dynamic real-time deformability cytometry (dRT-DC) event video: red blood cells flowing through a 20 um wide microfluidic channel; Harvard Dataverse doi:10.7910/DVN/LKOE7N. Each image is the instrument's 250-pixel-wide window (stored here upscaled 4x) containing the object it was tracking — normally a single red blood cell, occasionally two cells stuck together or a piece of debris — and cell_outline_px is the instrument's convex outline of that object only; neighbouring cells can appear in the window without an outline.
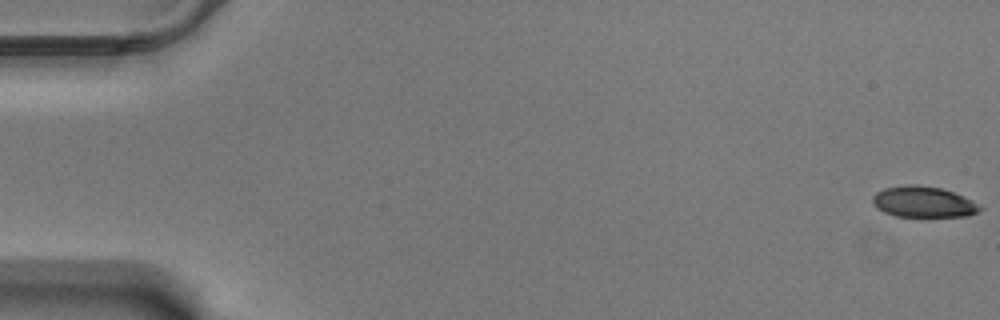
{"species": "Egyptian fruit bat (a non-hibernating species)", "species_latin": "Rousettus aegyptiacus", "temperature_condition": "warm", "stored_images_in_passage": 55, "camera_frame_rate_fps": 3000, "um_per_image_px": 0.085, "animal": {"sex": "male"}, "frame": {"image": 1, "passage_image": 1, "time_ms": 0.0, "image_size_px": [1000, 320], "cell_outline_px": [[984, 208], [968, 216], [896, 216], [884, 212], [876, 208], [872, 204], [872, 196], [876, 192], [884, 188], [904, 184], [916, 184], [940, 188], [964, 196], [980, 204]], "centroid_in_image_um": [78.46, 17.15], "position_along_channel_um": 6.5, "area_um2": 19.48}}
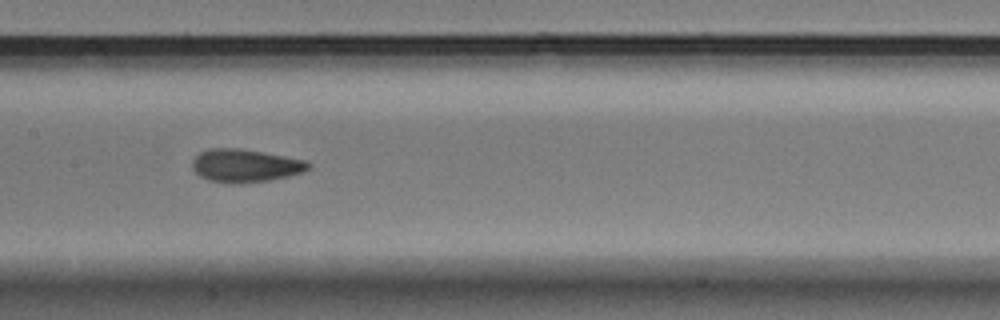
{"frame": {"image": 2, "passage_image": 30, "time_ms": 9.667, "image_size_px": [1000, 320], "cell_outline_px": [[312, 168], [304, 172], [288, 176], [268, 180], [236, 184], [228, 184], [208, 180], [200, 176], [192, 168], [192, 160], [200, 152], [208, 148], [240, 148], [284, 156], [304, 160], [312, 164]], "centroid_in_image_um": [20.84, 14.08], "position_along_channel_um": 186.6, "area_um2": 22.48}}
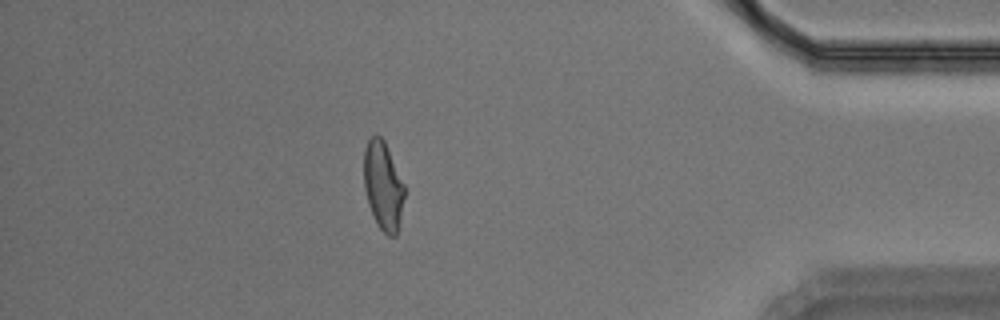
{"frame": {"image": 3, "passage_image": 52, "time_ms": 17.0, "image_size_px": [1000, 320], "cell_outline_px": [[404, 196], [396, 236], [388, 236], [380, 228], [368, 204], [364, 188], [364, 148], [368, 140], [376, 132], [384, 140], [404, 184]], "centroid_in_image_um": [32.54, 15.74], "position_along_channel_um": 402.7, "area_um2": 20.63}}